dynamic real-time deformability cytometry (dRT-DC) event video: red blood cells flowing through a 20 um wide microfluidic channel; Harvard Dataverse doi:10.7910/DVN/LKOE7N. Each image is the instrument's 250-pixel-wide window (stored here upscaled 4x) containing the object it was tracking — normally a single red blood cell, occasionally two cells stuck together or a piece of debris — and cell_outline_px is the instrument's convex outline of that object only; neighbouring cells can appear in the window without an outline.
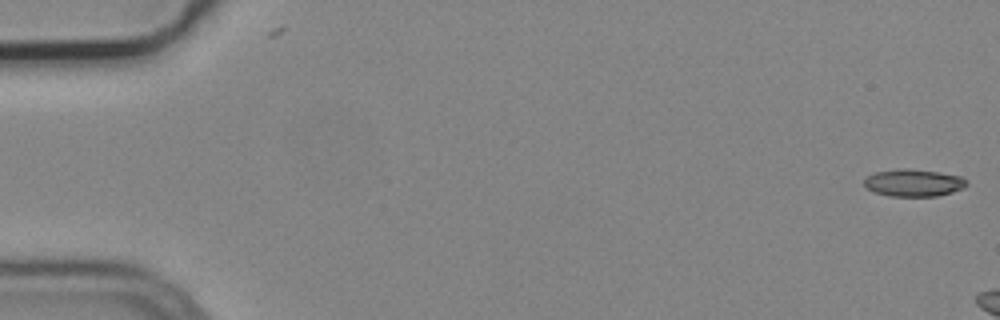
{"species": "common noctule bat (a hibernating species)", "species_latin": "Nyctalus noctula", "temperature_condition": "cold", "stored_images_in_passage": 5, "camera_frame_rate_fps": 3000, "um_per_image_px": 0.085, "animal": {"sex": "male", "body_mass_g": 19.2, "forearm_length_mm": 51.8}, "frame": {"image": 1, "passage_image": 1, "time_ms": 0.0, "image_size_px": [1000, 320], "cell_outline_px": [[968, 184], [964, 188], [952, 192], [936, 196], [888, 196], [876, 192], [868, 188], [864, 184], [864, 180], [872, 172], [896, 168], [908, 168], [936, 172], [960, 176], [968, 180]], "centroid_in_image_um": [77.65, 15.53], "position_along_channel_um": 7.3, "area_um2": 16.36}}